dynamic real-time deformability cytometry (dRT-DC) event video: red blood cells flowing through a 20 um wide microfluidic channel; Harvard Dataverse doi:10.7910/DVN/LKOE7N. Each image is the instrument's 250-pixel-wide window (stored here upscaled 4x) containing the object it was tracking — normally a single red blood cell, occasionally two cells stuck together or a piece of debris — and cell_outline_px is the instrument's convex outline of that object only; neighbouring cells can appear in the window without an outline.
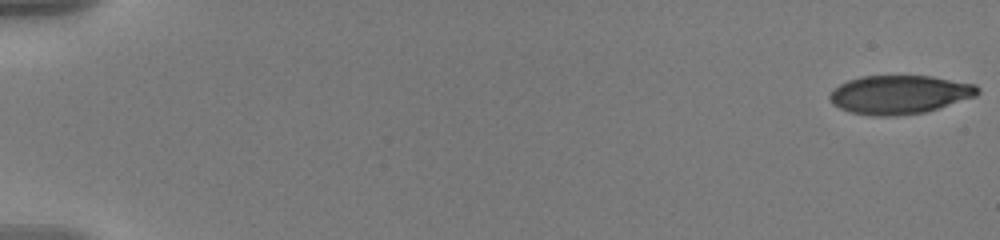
{"species": "human", "species_latin": "Homo sapiens", "temperature_condition": "warm", "stored_images_in_passage": 57, "camera_frame_rate_fps": 3000, "um_per_image_px": 0.085, "donor": {"sex": "male"}, "frame": {"image": 1, "passage_image": 1, "time_ms": 0.0, "image_size_px": [1000, 240], "cell_outline_px": [[980, 92], [976, 96], [924, 112], [896, 116], [872, 116], [852, 112], [840, 108], [832, 104], [828, 96], [840, 84], [848, 80], [860, 76], [932, 76], [976, 84], [980, 88]], "centroid_in_image_um": [76.47, 8.03], "position_along_channel_um": 8.5, "area_um2": 33.23}}
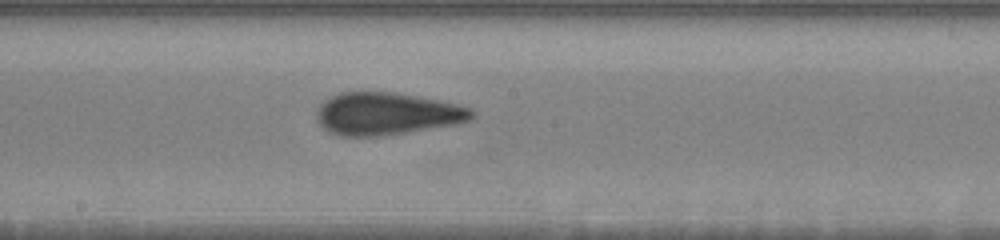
{"frame": {"image": 2, "passage_image": 33, "time_ms": 10.667, "image_size_px": [1000, 240], "cell_outline_px": [[476, 116], [468, 120], [456, 124], [380, 136], [340, 136], [328, 132], [316, 120], [316, 112], [324, 100], [340, 92], [396, 92], [440, 100], [472, 108], [476, 112]], "centroid_in_image_um": [32.88, 9.66], "position_along_channel_um": 215.3, "area_um2": 38.44}}
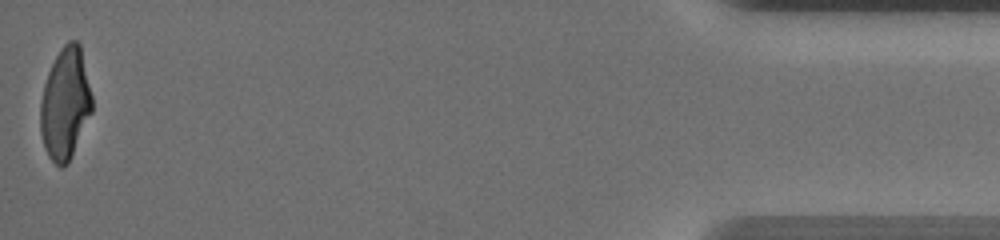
{"frame": {"image": 3, "passage_image": 57, "time_ms": 18.667, "image_size_px": [1000, 240], "cell_outline_px": [[92, 112], [68, 164], [64, 168], [60, 168], [48, 156], [44, 148], [40, 132], [40, 100], [44, 84], [48, 72], [56, 56], [64, 44], [68, 40], [76, 40], [80, 44], [92, 96]], "centroid_in_image_um": [5.54, 8.84], "position_along_channel_um": 429.7, "area_um2": 33.76}, "authors_computed_cell_mechanics": {"area_um2": 35.9516, "velocity_mm_per_s": 3.6449, "shape_relaxation_time_tau1_ms": 5.7474, "shape_relaxation_time_tau2_ms": 1.2033, "deformation_change_tau1": 0.2199, "deformation_change_tau2": 0.0938}}